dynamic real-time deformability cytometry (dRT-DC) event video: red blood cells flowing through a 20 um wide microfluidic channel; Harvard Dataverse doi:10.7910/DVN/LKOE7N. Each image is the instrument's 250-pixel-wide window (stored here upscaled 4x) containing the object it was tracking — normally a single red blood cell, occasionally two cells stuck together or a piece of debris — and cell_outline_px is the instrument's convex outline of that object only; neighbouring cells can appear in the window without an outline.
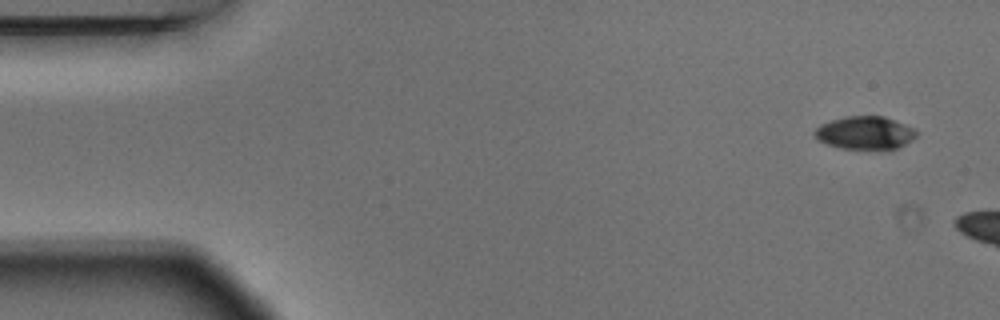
{"species": "Egyptian fruit bat (a non-hibernating species)", "species_latin": "Rousettus aegyptiacus", "temperature_condition": "warm", "stored_images_in_passage": 3, "camera_frame_rate_fps": 3000, "um_per_image_px": 0.085, "animal": {"sex": "male"}, "frame": {"image": 1, "passage_image": 1, "time_ms": 0.0, "image_size_px": [1000, 320], "cell_outline_px": [[916, 136], [912, 140], [888, 152], [840, 148], [816, 140], [812, 132], [820, 124], [844, 116], [884, 116], [916, 128]], "centroid_in_image_um": [73.53, 11.32], "position_along_channel_um": 11.5, "area_um2": 20.29}}